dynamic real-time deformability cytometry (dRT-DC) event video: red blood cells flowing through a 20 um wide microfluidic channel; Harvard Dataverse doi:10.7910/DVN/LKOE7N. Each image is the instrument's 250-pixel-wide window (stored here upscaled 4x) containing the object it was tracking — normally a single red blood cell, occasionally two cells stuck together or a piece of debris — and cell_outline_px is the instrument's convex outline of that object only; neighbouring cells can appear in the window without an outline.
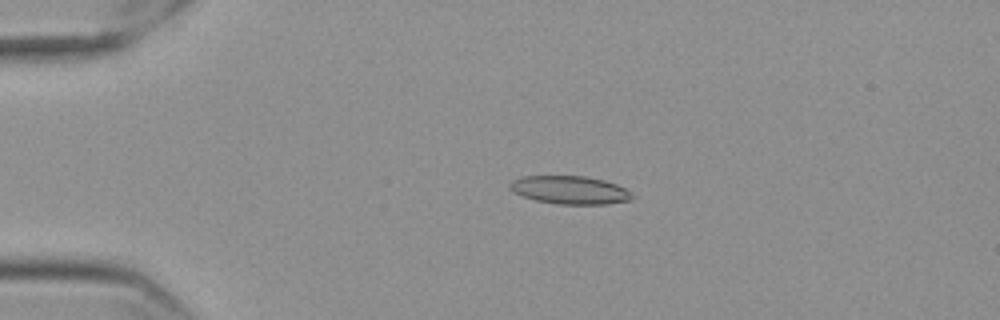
{"species": "Egyptian fruit bat (a non-hibernating species)", "species_latin": "Rousettus aegyptiacus", "temperature_condition": "cold", "stored_images_in_passage": 58, "camera_frame_rate_fps": 3000, "um_per_image_px": 0.085, "frame": {"image": 1, "passage_image": 14, "time_ms": 4.333, "image_size_px": [1000, 320], "cell_outline_px": [[636, 196], [632, 200], [604, 204], [560, 204], [536, 200], [512, 192], [508, 188], [508, 184], [512, 180], [520, 176], [584, 176], [604, 180], [616, 184], [632, 192]], "centroid_in_image_um": [48.44, 16.14], "position_along_channel_um": 36.6, "area_um2": 20.17}}
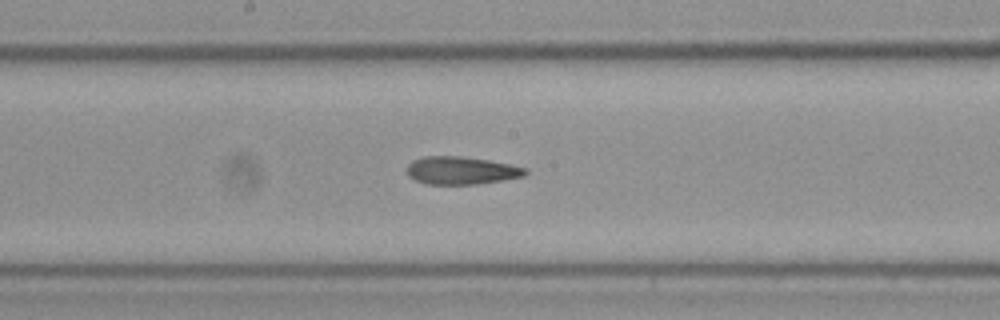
{"frame": {"image": 2, "passage_image": 32, "time_ms": 10.333, "image_size_px": [1000, 320], "cell_outline_px": [[528, 172], [524, 176], [504, 180], [476, 184], [428, 184], [416, 180], [408, 176], [408, 164], [412, 160], [424, 156], [460, 156], [488, 160], [528, 168]], "centroid_in_image_um": [39.22, 14.49], "position_along_channel_um": 209.0, "area_um2": 19.13}}
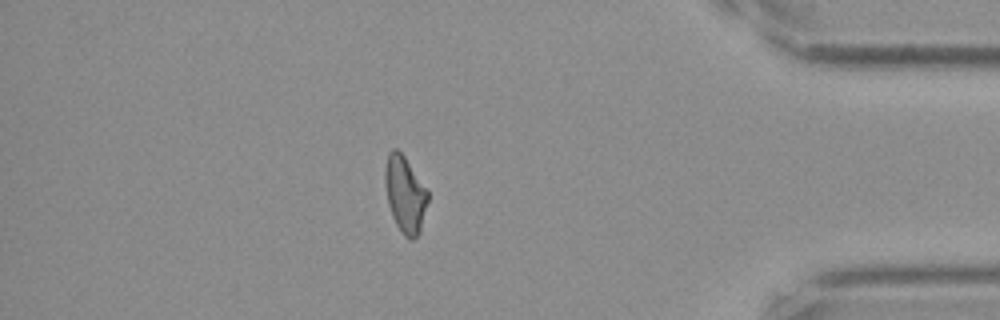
{"frame": {"image": 3, "passage_image": 51, "time_ms": 16.667, "image_size_px": [1000, 320], "cell_outline_px": [[428, 200], [420, 232], [412, 240], [408, 240], [400, 232], [392, 216], [388, 204], [384, 180], [384, 168], [388, 152], [392, 148], [396, 148], [404, 156], [428, 192]], "centroid_in_image_um": [34.4, 16.53], "position_along_channel_um": 400.8, "area_um2": 19.07}, "authors_computed_cell_mechanics": {"area_um2": 19.6231, "velocity_mm_per_s": 3.5646, "shape_relaxation_time_tau1_ms": 9.1641, "shape_relaxation_time_tau2_ms": 3.4883, "deformation_change_tau1": 0.2094, "deformation_change_tau2": 0.1254}}